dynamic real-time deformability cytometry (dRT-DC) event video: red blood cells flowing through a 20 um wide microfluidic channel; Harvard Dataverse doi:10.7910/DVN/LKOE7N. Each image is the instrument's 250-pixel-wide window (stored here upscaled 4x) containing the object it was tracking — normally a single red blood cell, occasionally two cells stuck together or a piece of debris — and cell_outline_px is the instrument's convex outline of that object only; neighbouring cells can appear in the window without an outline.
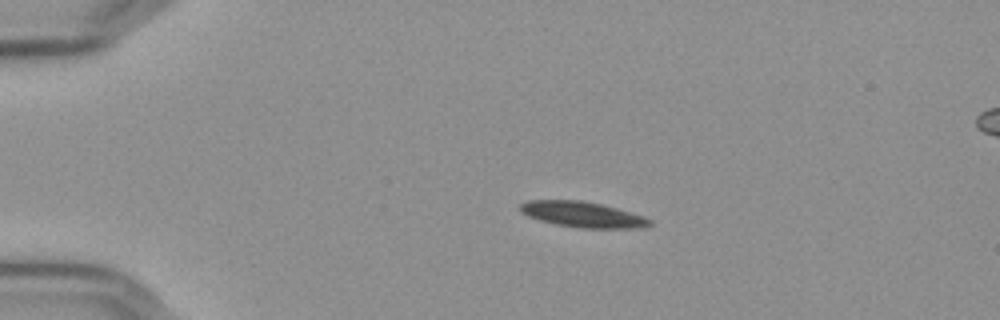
{"species": "Egyptian fruit bat (a non-hibernating species)", "species_latin": "Rousettus aegyptiacus", "temperature_condition": "cold", "stored_images_in_passage": 45, "camera_frame_rate_fps": 3000, "um_per_image_px": 0.085, "frame": {"image": 1, "passage_image": 1, "time_ms": 0.0, "image_size_px": [1000, 320], "cell_outline_px": [[652, 224], [640, 228], [580, 228], [556, 224], [540, 220], [528, 216], [520, 212], [520, 204], [528, 200], [580, 200], [600, 204], [632, 212], [644, 216], [652, 220]], "centroid_in_image_um": [49.53, 18.23], "position_along_channel_um": 35.5, "area_um2": 19.31}}
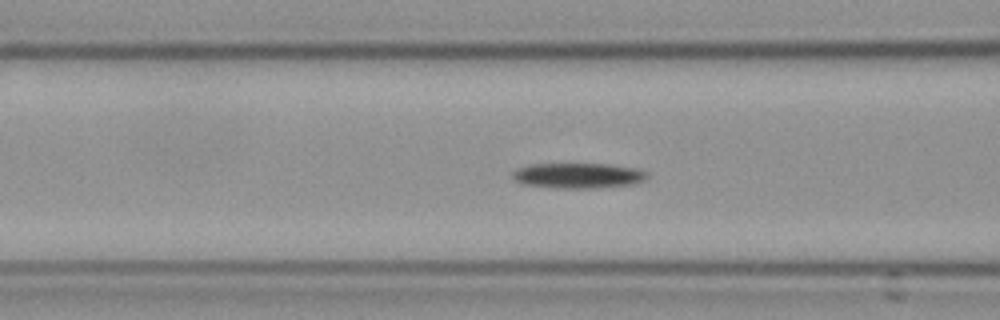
{"frame": {"image": 2, "passage_image": 12, "time_ms": 3.667, "image_size_px": [1000, 320], "cell_outline_px": [[648, 180], [636, 184], [600, 188], [556, 188], [520, 184], [512, 176], [512, 172], [516, 168], [532, 164], [608, 164], [640, 168], [648, 172]], "centroid_in_image_um": [49.21, 14.93], "position_along_channel_um": 117.4, "area_um2": 20.35}}
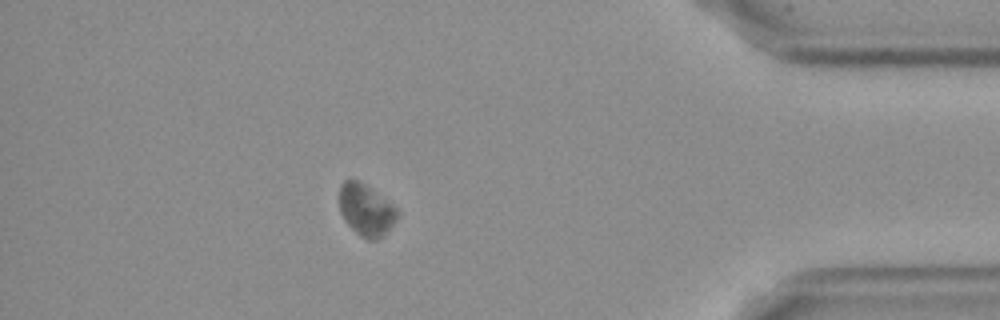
{"frame": {"image": 3, "passage_image": 39, "time_ms": 12.667, "image_size_px": [1000, 320], "cell_outline_px": [[400, 212], [396, 220], [376, 240], [368, 240], [360, 236], [344, 220], [340, 212], [340, 184], [344, 180], [360, 180], [392, 204]], "centroid_in_image_um": [31.1, 17.82], "position_along_channel_um": 404.1, "area_um2": 17.22}}